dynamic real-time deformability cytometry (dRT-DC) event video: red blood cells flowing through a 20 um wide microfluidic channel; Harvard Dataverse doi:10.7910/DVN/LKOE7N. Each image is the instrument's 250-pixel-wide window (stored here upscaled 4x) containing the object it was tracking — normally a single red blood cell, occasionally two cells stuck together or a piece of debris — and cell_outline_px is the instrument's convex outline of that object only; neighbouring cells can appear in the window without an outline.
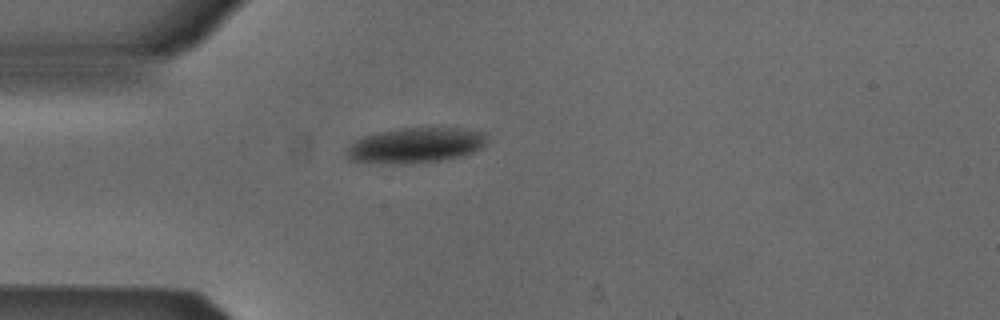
{"species": "Egyptian fruit bat (a non-hibernating species)", "species_latin": "Rousettus aegyptiacus", "temperature_condition": "cold", "stored_images_in_passage": 39, "camera_frame_rate_fps": 3000, "um_per_image_px": 0.085, "animal": {"sex": "male"}, "frame": {"image": 1, "passage_image": 1, "time_ms": 0.0, "image_size_px": [1000, 320], "cell_outline_px": [[488, 136], [484, 144], [480, 148], [472, 152], [460, 156], [412, 164], [380, 164], [348, 160], [348, 148], [352, 140], [376, 132], [396, 128], [460, 128], [488, 132]], "centroid_in_image_um": [35.29, 12.34], "position_along_channel_um": 49.7, "area_um2": 29.13}}
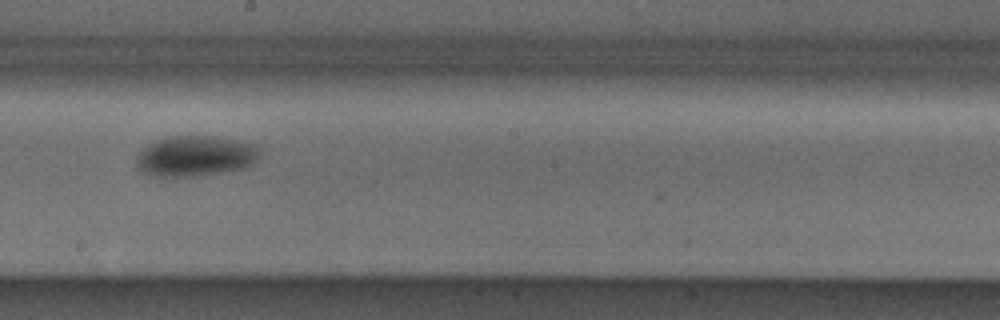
{"frame": {"image": 2, "passage_image": 16, "time_ms": 5.0, "image_size_px": [1000, 320], "cell_outline_px": [[260, 152], [256, 160], [252, 164], [244, 168], [224, 172], [196, 176], [148, 176], [136, 164], [136, 156], [148, 144], [156, 140], [168, 136], [212, 136], [256, 144], [260, 148]], "centroid_in_image_um": [16.61, 13.26], "position_along_channel_um": 231.6, "area_um2": 29.19}}
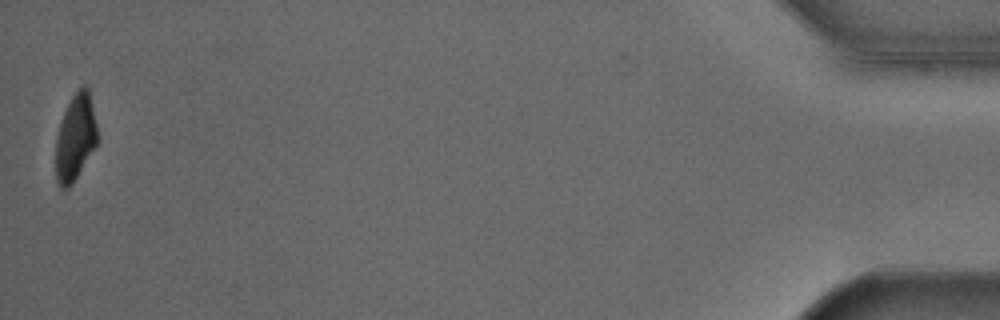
{"frame": {"image": 3, "passage_image": 39, "time_ms": 12.667, "image_size_px": [1000, 320], "cell_outline_px": [[96, 144], [72, 184], [68, 188], [60, 188], [56, 180], [56, 136], [60, 120], [72, 96], [84, 84], [88, 88], [96, 124]], "centroid_in_image_um": [6.37, 11.69], "position_along_channel_um": 428.8, "area_um2": 20.52}, "authors_computed_cell_mechanics": {"area_um2": 27.9174, "velocity_mm_per_s": 3.8669, "shape_relaxation_time_tau1_ms": 2.4955, "shape_relaxation_time_tau2_ms": null, "deformation_change_tau1": 0.1051, "deformation_change_tau2": null}}